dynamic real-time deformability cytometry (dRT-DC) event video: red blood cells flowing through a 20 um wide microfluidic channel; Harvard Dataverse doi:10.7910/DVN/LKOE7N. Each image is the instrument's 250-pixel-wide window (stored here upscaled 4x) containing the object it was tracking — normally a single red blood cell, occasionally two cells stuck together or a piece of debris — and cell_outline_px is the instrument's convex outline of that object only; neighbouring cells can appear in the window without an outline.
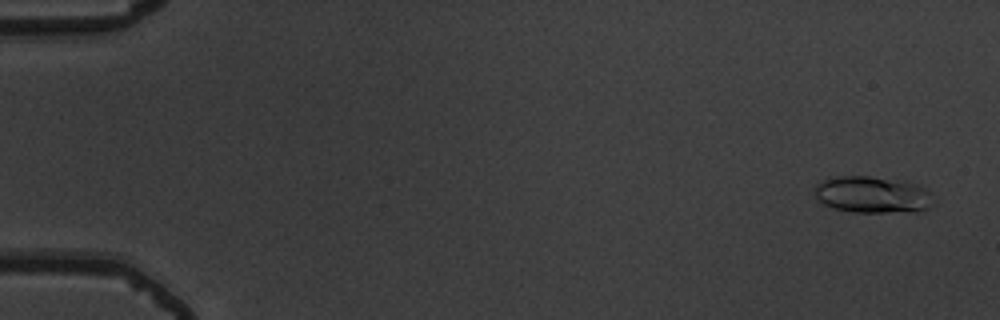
{"species": "common noctule bat (a hibernating species)", "species_latin": "Nyctalus noctula", "temperature_condition": "warm", "stored_images_in_passage": 55, "camera_frame_rate_fps": 3000, "um_per_image_px": 0.085, "animal": {"sex": "male", "body_mass_g": 19.5, "forearm_length_mm": 54.6}, "frame": {"image": 1, "passage_image": 3, "time_ms": 0.667, "image_size_px": [1000, 320], "cell_outline_px": [[928, 208], [912, 212], [852, 212], [832, 208], [824, 204], [816, 196], [812, 188], [816, 184], [824, 180], [836, 176], [868, 176], [908, 180], [920, 184], [928, 192]], "centroid_in_image_um": [74.1, 16.53], "position_along_channel_um": 10.9, "area_um2": 25.43}}
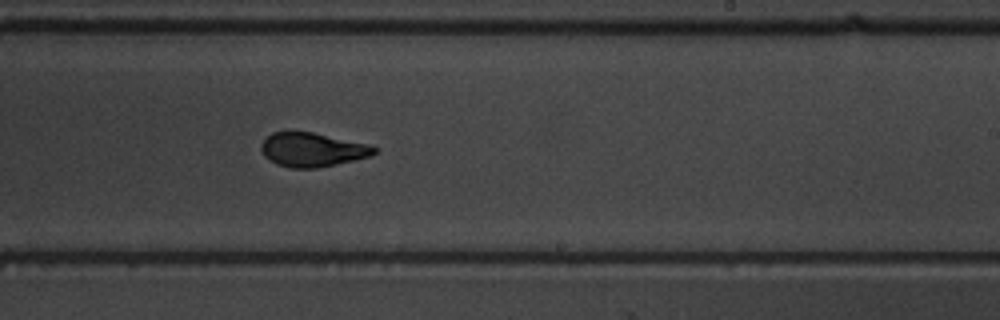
{"frame": {"image": 2, "passage_image": 35, "time_ms": 11.333, "image_size_px": [1000, 320], "cell_outline_px": [[376, 152], [368, 156], [352, 160], [316, 168], [292, 168], [276, 164], [264, 156], [260, 148], [260, 144], [272, 132], [312, 132], [368, 144], [376, 148]], "centroid_in_image_um": [26.49, 12.72], "position_along_channel_um": 262.5, "area_um2": 22.02}}
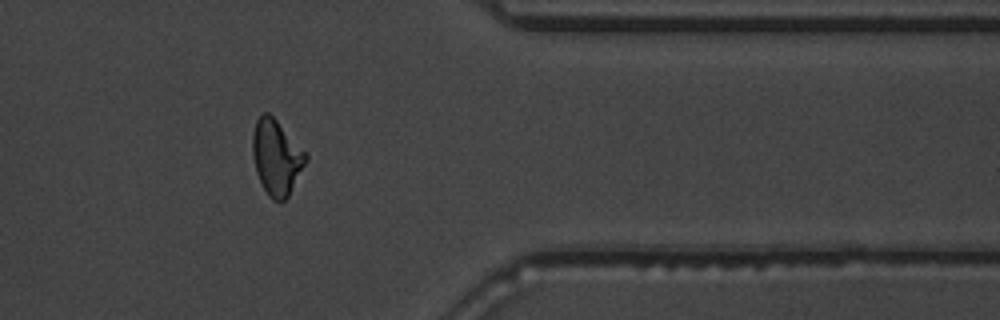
{"frame": {"image": 3, "passage_image": 46, "time_ms": 15.0, "image_size_px": [1000, 320], "cell_outline_px": [[308, 160], [288, 196], [284, 200], [272, 200], [268, 196], [256, 172], [252, 152], [252, 132], [256, 120], [264, 112], [268, 112], [276, 120], [308, 156]], "centroid_in_image_um": [23.48, 13.37], "position_along_channel_um": 387.9, "area_um2": 22.95}, "authors_computed_cell_mechanics": {"area_um2": 22.8888, "velocity_mm_per_s": 3.7582, "shape_relaxation_time_tau1_ms": 5.4817, "shape_relaxation_time_tau2_ms": 1.3446, "deformation_change_tau1": 0.2087, "deformation_change_tau2": 0.0882}}